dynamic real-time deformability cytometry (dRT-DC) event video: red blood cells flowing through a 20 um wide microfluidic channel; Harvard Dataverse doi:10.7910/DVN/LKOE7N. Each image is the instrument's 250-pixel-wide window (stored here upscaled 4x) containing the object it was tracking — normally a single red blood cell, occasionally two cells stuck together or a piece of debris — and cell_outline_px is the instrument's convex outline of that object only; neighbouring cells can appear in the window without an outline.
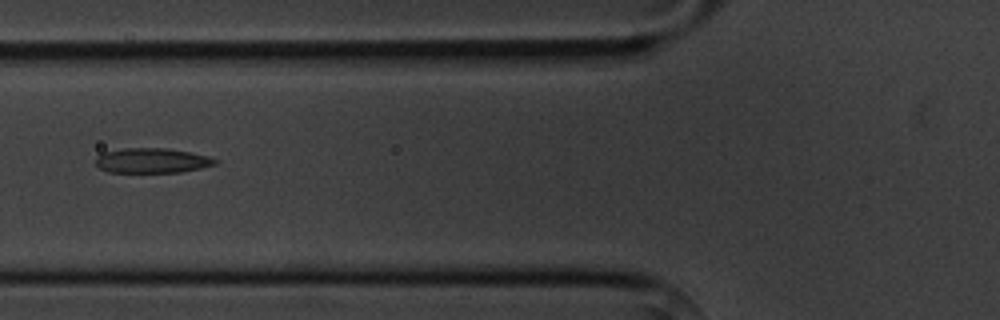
{"species": "common noctule bat (a hibernating species)", "species_latin": "Nyctalus noctula", "temperature_condition": "cold", "stored_images_in_passage": 3, "camera_frame_rate_fps": 3000, "um_per_image_px": 0.085, "animal": {"sex": "male", "body_mass_g": 20.1, "forearm_length_mm": 53.5}, "frame": {"image": 1, "passage_image": 3, "time_ms": 2.333, "image_size_px": [1000, 320], "cell_outline_px": [[216, 164], [200, 168], [180, 172], [108, 172], [100, 168], [96, 164], [96, 156], [104, 152], [124, 148], [168, 148], [208, 156], [216, 160]], "centroid_in_image_um": [12.88, 13.64], "position_along_channel_um": 112.9, "area_um2": 17.17}}